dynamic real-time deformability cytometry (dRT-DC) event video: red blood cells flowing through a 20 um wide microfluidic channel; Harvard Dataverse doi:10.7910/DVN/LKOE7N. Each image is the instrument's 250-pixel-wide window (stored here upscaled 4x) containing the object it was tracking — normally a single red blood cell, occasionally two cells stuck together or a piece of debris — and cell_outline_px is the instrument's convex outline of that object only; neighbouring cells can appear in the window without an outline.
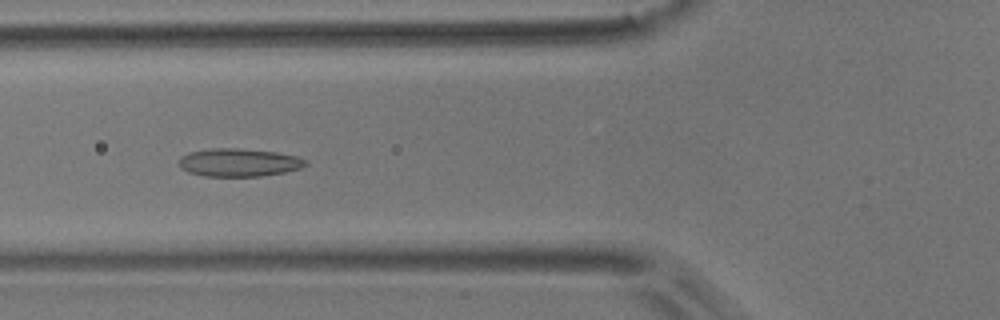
{"species": "common noctule bat (a hibernating species)", "species_latin": "Nyctalus noctula", "temperature_condition": "room temperature", "stored_images_in_passage": 53, "camera_frame_rate_fps": 3000, "um_per_image_px": 0.085, "animal": {"sex": "male", "body_mass_g": 17.9}, "frame": {"image": 1, "passage_image": 19, "time_ms": 6.0, "image_size_px": [1000, 320], "cell_outline_px": [[308, 164], [300, 168], [284, 172], [260, 176], [204, 176], [188, 172], [180, 168], [180, 156], [188, 152], [212, 148], [236, 148], [276, 152], [296, 156], [308, 160]], "centroid_in_image_um": [20.29, 13.81], "position_along_channel_um": 105.5, "area_um2": 20.69}}
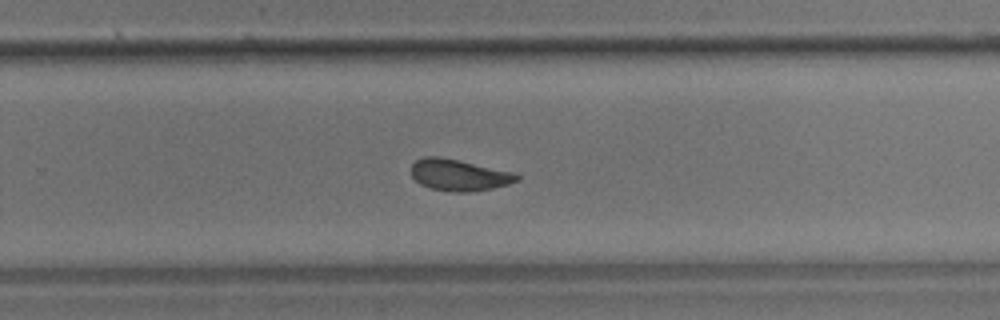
{"frame": {"image": 2, "passage_image": 34, "time_ms": 11.0, "image_size_px": [1000, 320], "cell_outline_px": [[520, 180], [508, 184], [492, 188], [468, 192], [452, 192], [432, 188], [420, 184], [412, 176], [412, 164], [416, 160], [424, 156], [440, 156], [460, 160], [516, 172], [520, 176]], "centroid_in_image_um": [39.05, 14.86], "position_along_channel_um": 290.8, "area_um2": 19.54}}
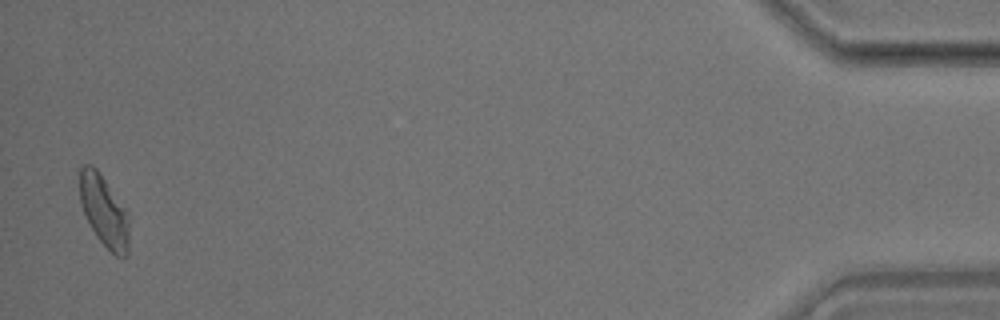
{"frame": {"image": 3, "passage_image": 52, "time_ms": 17.0, "image_size_px": [1000, 320], "cell_outline_px": [[128, 256], [116, 256], [96, 236], [80, 204], [80, 168], [84, 164], [92, 164], [96, 168], [128, 216]], "centroid_in_image_um": [8.81, 17.94], "position_along_channel_um": 426.4, "area_um2": 19.71}, "authors_computed_cell_mechanics": {"area_um2": 19.8832, "velocity_mm_per_s": 3.7086, "shape_relaxation_time_tau1_ms": 6.8904, "shape_relaxation_time_tau2_ms": 1.807, "deformation_change_tau1": 0.1383, "deformation_change_tau2": 0.0747}}